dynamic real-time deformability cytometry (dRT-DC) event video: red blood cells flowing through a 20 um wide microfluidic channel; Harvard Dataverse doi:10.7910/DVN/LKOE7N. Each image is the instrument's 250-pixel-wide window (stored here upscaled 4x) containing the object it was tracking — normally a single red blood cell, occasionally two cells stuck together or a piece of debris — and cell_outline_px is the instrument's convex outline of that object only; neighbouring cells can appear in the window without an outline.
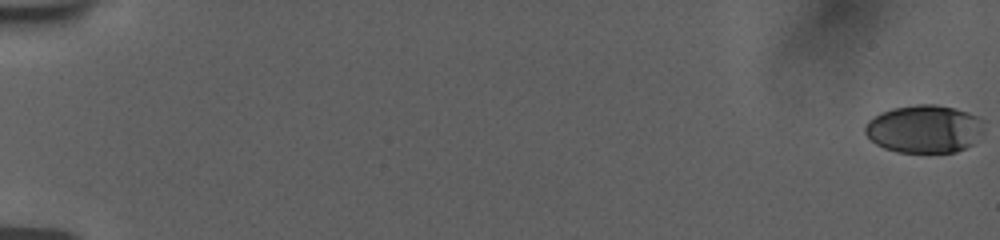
{"species": "human", "species_latin": "Homo sapiens", "temperature_condition": "room temperature", "stored_images_in_passage": 57, "camera_frame_rate_fps": 3000, "um_per_image_px": 0.085, "donor": {"sex": "female"}, "frame": {"image": 1, "passage_image": 1, "time_ms": 0.0, "image_size_px": [1000, 240], "cell_outline_px": [[984, 132], [972, 144], [956, 152], [896, 152], [884, 148], [876, 144], [864, 132], [864, 124], [868, 120], [880, 112], [892, 108], [916, 104], [936, 104], [956, 108], [968, 112], [984, 120]], "centroid_in_image_um": [78.57, 10.95], "position_along_channel_um": 6.4, "area_um2": 33.58}}
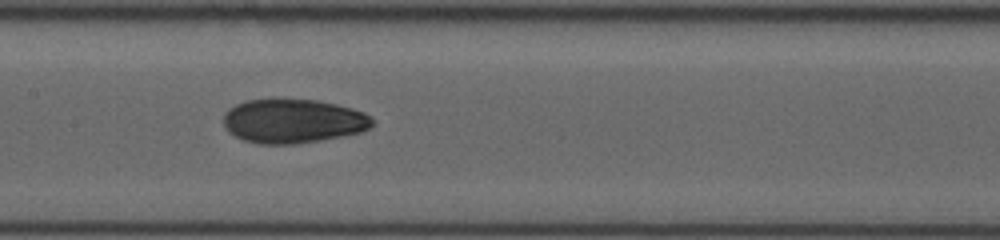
{"frame": {"image": 2, "passage_image": 31, "time_ms": 10.0, "image_size_px": [1000, 240], "cell_outline_px": [[376, 120], [368, 128], [360, 132], [320, 140], [296, 144], [256, 144], [244, 140], [228, 132], [224, 128], [224, 112], [228, 108], [244, 100], [272, 96], [276, 96], [316, 100], [336, 104], [352, 108], [364, 112]], "centroid_in_image_um": [24.85, 10.24], "position_along_channel_um": 182.5, "area_um2": 39.3}}
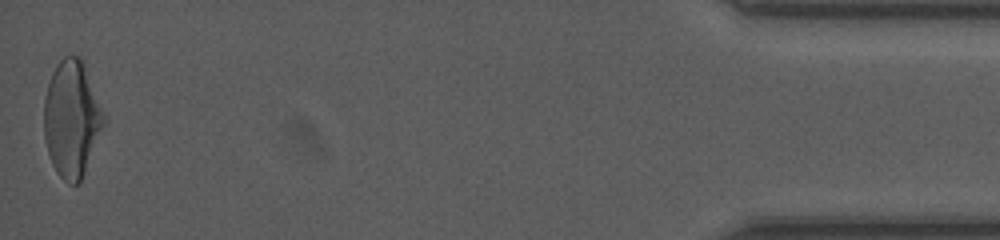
{"frame": {"image": 3, "passage_image": 57, "time_ms": 18.667, "image_size_px": [1000, 240], "cell_outline_px": [[108, 120], [80, 180], [76, 184], [68, 184], [56, 172], [52, 164], [48, 152], [44, 136], [44, 100], [48, 84], [52, 72], [56, 64], [64, 56], [80, 56]], "centroid_in_image_um": [6.11, 10.09], "position_along_channel_um": 429.1, "area_um2": 40.63}, "authors_computed_cell_mechanics": {"area_um2": 37.4544, "velocity_mm_per_s": 3.7751, "shape_relaxation_time_tau1_ms": 6.2951, "shape_relaxation_time_tau2_ms": 2.8664, "deformation_change_tau1": 0.1937, "deformation_change_tau2": 0.0646}}